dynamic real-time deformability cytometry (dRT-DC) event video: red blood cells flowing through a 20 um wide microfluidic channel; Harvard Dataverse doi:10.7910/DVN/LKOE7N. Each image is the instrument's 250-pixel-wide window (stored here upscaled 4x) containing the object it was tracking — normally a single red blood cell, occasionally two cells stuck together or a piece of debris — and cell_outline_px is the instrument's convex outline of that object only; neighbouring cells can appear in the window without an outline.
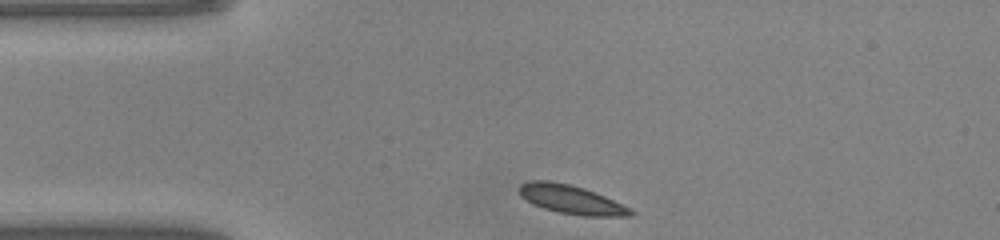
{"species": "common noctule bat (a hibernating species)", "species_latin": "Nyctalus noctula", "temperature_condition": "warm", "stored_images_in_passage": 40, "camera_frame_rate_fps": 3000, "um_per_image_px": 0.085, "animal": {"sex": "male", "body_mass_g": 20.0, "forearm_length_mm": 53.3}, "frame": {"image": 1, "passage_image": 1, "time_ms": 0.0, "image_size_px": [1000, 240], "cell_outline_px": [[636, 212], [632, 216], [584, 216], [560, 212], [544, 208], [532, 204], [520, 196], [520, 184], [532, 180], [548, 180], [568, 184], [584, 188], [604, 196], [632, 208]], "centroid_in_image_um": [48.58, 16.96], "position_along_channel_um": 36.4, "area_um2": 18.61}}
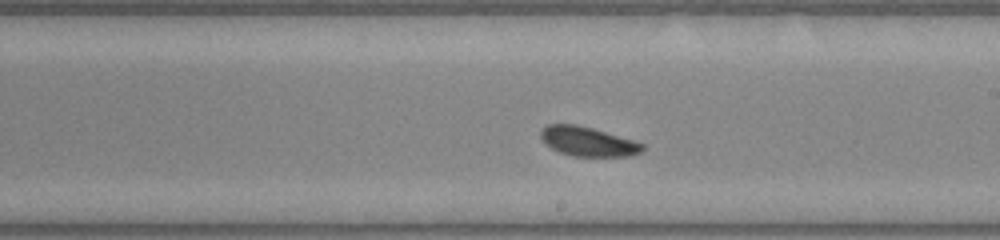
{"frame": {"image": 2, "passage_image": 18, "time_ms": 5.667, "image_size_px": [1000, 240], "cell_outline_px": [[644, 148], [640, 152], [632, 156], [572, 156], [560, 152], [544, 144], [540, 136], [540, 132], [548, 124], [576, 124], [592, 128], [632, 140], [644, 144]], "centroid_in_image_um": [49.94, 12.03], "position_along_channel_um": 239.1, "area_um2": 17.28}}
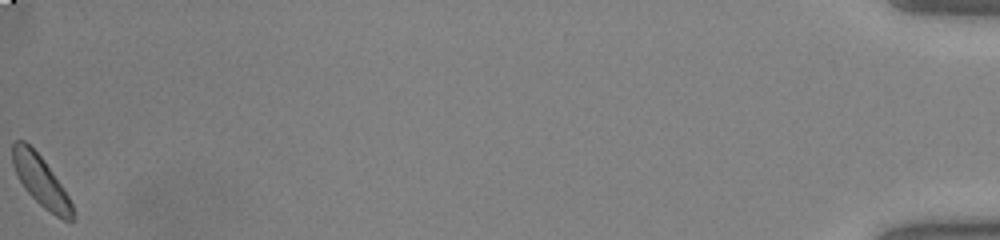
{"frame": {"image": 3, "passage_image": 40, "time_ms": 13.0, "image_size_px": [1000, 240], "cell_outline_px": [[76, 216], [72, 220], [64, 220], [56, 216], [44, 208], [24, 188], [12, 164], [12, 144], [16, 140], [24, 140], [40, 156], [52, 172], [68, 196], [76, 212]], "centroid_in_image_um": [3.48, 15.41], "position_along_channel_um": 431.7, "area_um2": 17.28}, "authors_computed_cell_mechanics": {"area_um2": 17.8024, "velocity_mm_per_s": 4.0794, "shape_relaxation_time_tau1_ms": 1.4724, "shape_relaxation_time_tau2_ms": null, "deformation_change_tau1": 0.0789, "deformation_change_tau2": null}}